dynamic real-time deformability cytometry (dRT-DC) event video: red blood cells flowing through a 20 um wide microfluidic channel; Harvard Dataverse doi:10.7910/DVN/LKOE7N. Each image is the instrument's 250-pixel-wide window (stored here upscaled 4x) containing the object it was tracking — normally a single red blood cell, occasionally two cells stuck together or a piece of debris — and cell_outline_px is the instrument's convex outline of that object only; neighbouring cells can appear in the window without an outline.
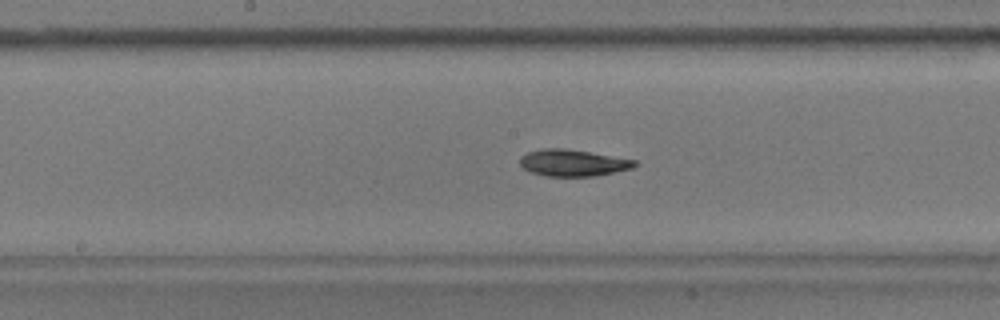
{"species": "common noctule bat (a hibernating species)", "species_latin": "Nyctalus noctula", "temperature_condition": "warm", "stored_images_in_passage": 56, "camera_frame_rate_fps": 3000, "um_per_image_px": 0.085, "animal": {"sex": "male", "body_mass_g": 17.9}, "frame": {"image": 1, "passage_image": 27, "time_ms": 8.667, "image_size_px": [1000, 320], "cell_outline_px": [[636, 164], [632, 168], [592, 176], [544, 176], [532, 172], [524, 168], [520, 164], [520, 156], [528, 152], [544, 148], [564, 148], [636, 160]], "centroid_in_image_um": [48.65, 13.84], "position_along_channel_um": 199.6, "area_um2": 17.51}}
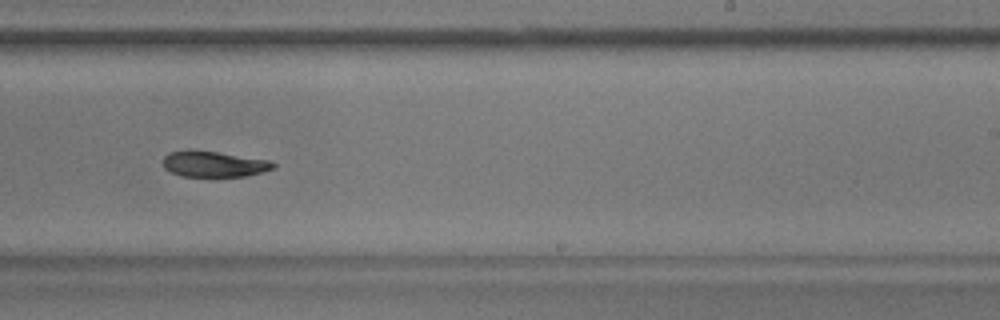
{"frame": {"image": 2, "passage_image": 33, "time_ms": 10.667, "image_size_px": [1000, 320], "cell_outline_px": [[276, 168], [244, 176], [184, 176], [172, 172], [164, 168], [164, 156], [168, 152], [216, 152], [268, 160], [276, 164]], "centroid_in_image_um": [18.22, 13.97], "position_along_channel_um": 270.8, "area_um2": 15.84}}
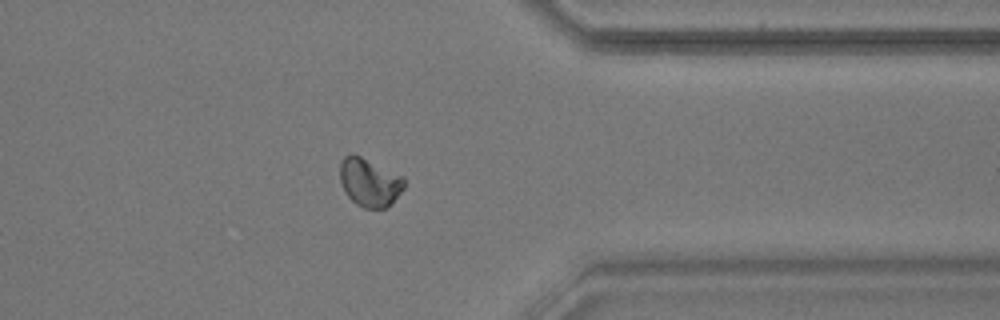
{"frame": {"image": 3, "passage_image": 43, "time_ms": 14.0, "image_size_px": [1000, 320], "cell_outline_px": [[404, 188], [388, 208], [364, 208], [356, 204], [348, 196], [340, 180], [340, 164], [344, 156], [348, 152], [352, 152], [404, 176]], "centroid_in_image_um": [31.41, 15.48], "position_along_channel_um": 380.0, "area_um2": 18.21}, "authors_computed_cell_mechanics": {"area_um2": 17.8602, "velocity_mm_per_s": 3.5891, "shape_relaxation_time_tau1_ms": 2.9047, "shape_relaxation_time_tau2_ms": null, "deformation_change_tau1": 0.0831, "deformation_change_tau2": null}}